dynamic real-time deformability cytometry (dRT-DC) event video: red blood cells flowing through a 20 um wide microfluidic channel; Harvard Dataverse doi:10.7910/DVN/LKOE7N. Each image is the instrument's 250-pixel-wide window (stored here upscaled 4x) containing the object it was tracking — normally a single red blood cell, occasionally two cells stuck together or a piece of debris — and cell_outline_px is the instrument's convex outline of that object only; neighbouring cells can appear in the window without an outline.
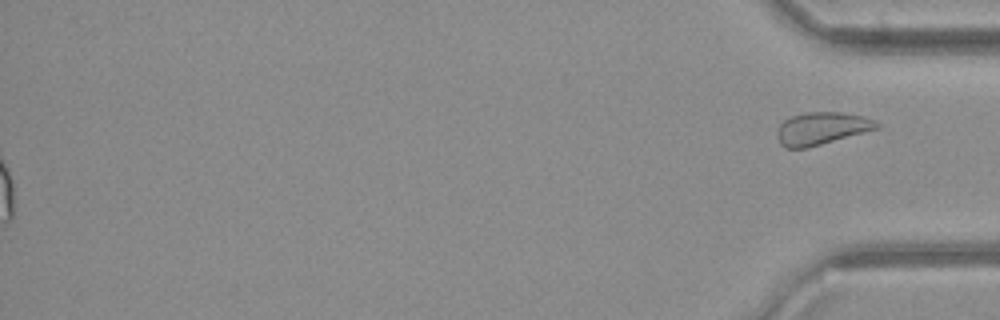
{"species": "common noctule bat (a hibernating species)", "species_latin": "Nyctalus noctula", "temperature_condition": "cold", "stored_images_in_passage": 45, "segment_of_instrument_passage": [2, 2], "camera_frame_rate_fps": 3000, "um_per_image_px": 0.085, "animal": {"sex": "female", "body_mass_g": 21.9}, "frame": {"image": 1, "passage_image": 45, "time_ms": 14.667, "image_size_px": [1000, 320], "cell_outline_px": [[880, 128], [808, 148], [784, 148], [780, 144], [776, 136], [776, 132], [780, 124], [784, 120], [792, 116], [804, 112], [840, 112], [864, 116], [880, 124]], "centroid_in_image_um": [69.81, 10.92], "position_along_channel_um": 365.4, "area_um2": 19.02}}